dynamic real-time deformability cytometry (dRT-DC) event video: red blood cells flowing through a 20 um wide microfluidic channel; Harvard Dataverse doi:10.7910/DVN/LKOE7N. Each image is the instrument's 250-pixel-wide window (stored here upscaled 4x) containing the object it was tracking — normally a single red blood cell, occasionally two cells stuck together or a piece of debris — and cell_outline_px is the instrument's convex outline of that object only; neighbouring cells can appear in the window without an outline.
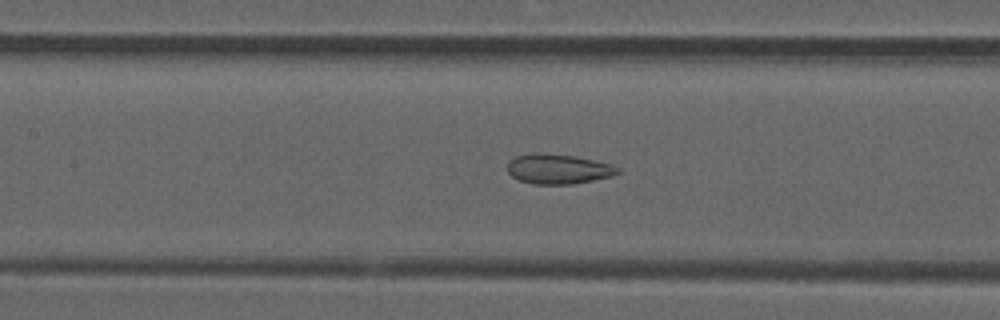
{"species": "common noctule bat (a hibernating species)", "species_latin": "Nyctalus noctula", "temperature_condition": "room temperature", "stored_images_in_passage": 36, "camera_frame_rate_fps": 3000, "um_per_image_px": 0.085, "animal": {"sex": "male", "forearm_length_mm": 52.5}, "frame": {"image": 1, "passage_image": 8, "time_ms": 2.333, "image_size_px": [1000, 320], "cell_outline_px": [[620, 172], [612, 176], [572, 184], [532, 184], [520, 180], [512, 176], [508, 172], [508, 160], [516, 156], [536, 152], [572, 156], [612, 164], [620, 168]], "centroid_in_image_um": [47.43, 14.36], "position_along_channel_um": 160.0, "area_um2": 19.07}}
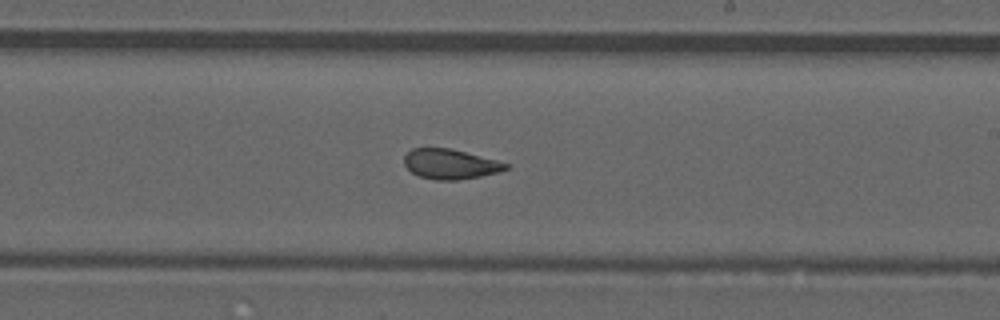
{"frame": {"image": 2, "passage_image": 15, "time_ms": 4.667, "image_size_px": [1000, 320], "cell_outline_px": [[508, 168], [500, 172], [480, 176], [456, 180], [436, 180], [420, 176], [412, 172], [404, 164], [404, 156], [412, 148], [448, 148], [496, 160], [508, 164]], "centroid_in_image_um": [38.25, 13.95], "position_along_channel_um": 250.7, "area_um2": 17.46}}
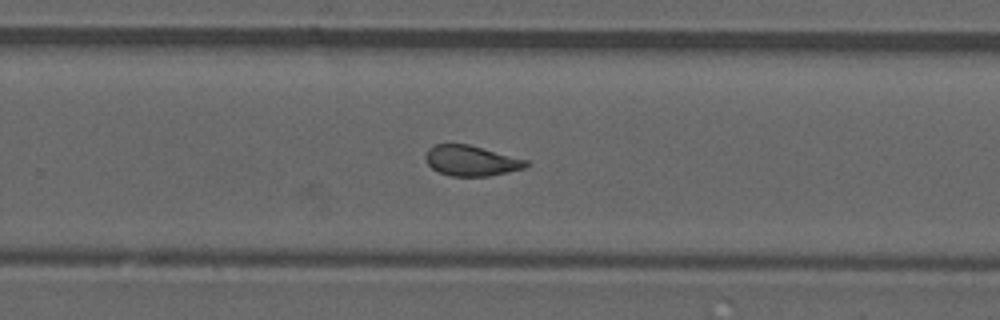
{"frame": {"image": 3, "passage_image": 18, "time_ms": 5.667, "image_size_px": [1000, 320], "cell_outline_px": [[532, 164], [524, 168], [488, 176], [452, 176], [440, 172], [432, 168], [428, 164], [424, 156], [428, 148], [436, 144], [468, 144], [528, 160]], "centroid_in_image_um": [40.06, 13.65], "position_along_channel_um": 289.7, "area_um2": 17.74}, "authors_computed_cell_mechanics": {"area_um2": 18.4093, "velocity_mm_per_s": 3.9158, "shape_relaxation_time_tau1_ms": null, "shape_relaxation_time_tau2_ms": 1.6668, "deformation_change_tau1": null, "deformation_change_tau2": 0.081}}